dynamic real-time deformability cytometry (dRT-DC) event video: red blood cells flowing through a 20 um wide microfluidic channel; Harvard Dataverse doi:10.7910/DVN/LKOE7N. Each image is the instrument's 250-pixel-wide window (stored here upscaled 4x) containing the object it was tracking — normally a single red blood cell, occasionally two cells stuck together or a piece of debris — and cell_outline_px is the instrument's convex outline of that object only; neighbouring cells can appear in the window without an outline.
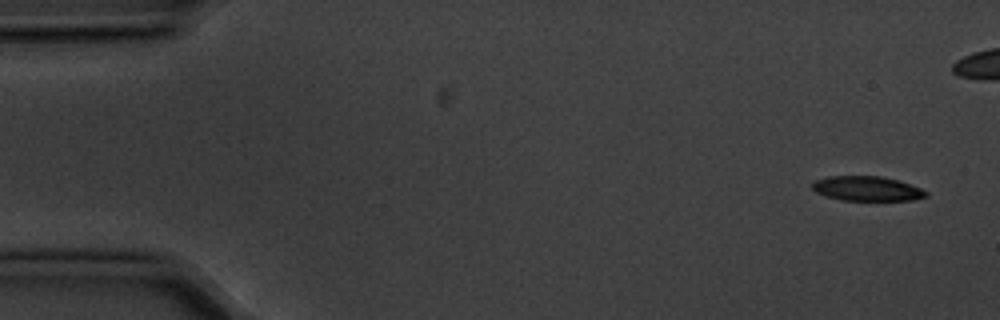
{"species": "common noctule bat (a hibernating species)", "species_latin": "Nyctalus noctula", "temperature_condition": "cold", "stored_images_in_passage": 7, "camera_frame_rate_fps": 3000, "um_per_image_px": 0.085, "animal": {"sex": "male", "body_mass_g": 20.1, "forearm_length_mm": 53.5}, "frame": {"image": 1, "passage_image": 1, "time_ms": 0.0, "image_size_px": [1000, 320], "cell_outline_px": [[928, 196], [912, 200], [844, 200], [828, 196], [816, 192], [812, 188], [812, 184], [816, 180], [828, 176], [880, 176], [896, 180], [920, 188], [928, 192]], "centroid_in_image_um": [73.7, 16.03], "position_along_channel_um": 11.3, "area_um2": 16.07}}